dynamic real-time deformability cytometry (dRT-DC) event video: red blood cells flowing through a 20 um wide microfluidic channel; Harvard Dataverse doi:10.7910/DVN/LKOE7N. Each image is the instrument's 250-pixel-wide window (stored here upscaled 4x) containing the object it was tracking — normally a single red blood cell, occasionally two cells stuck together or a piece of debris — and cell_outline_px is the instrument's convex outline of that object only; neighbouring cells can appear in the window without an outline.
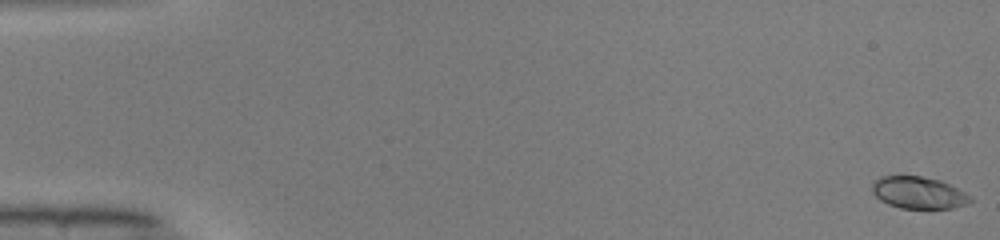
{"species": "common noctule bat (a hibernating species)", "species_latin": "Nyctalus noctula", "temperature_condition": "warm", "stored_images_in_passage": 52, "camera_frame_rate_fps": 3000, "um_per_image_px": 0.085, "animal": {"sex": "male", "body_mass_g": 19.0, "forearm_length_mm": 50.8}, "frame": {"image": 1, "passage_image": 1, "time_ms": 0.0, "image_size_px": [1000, 240], "cell_outline_px": [[972, 200], [964, 204], [952, 208], [900, 208], [888, 204], [880, 200], [872, 192], [872, 180], [880, 176], [920, 176], [940, 180], [972, 196]], "centroid_in_image_um": [78.02, 16.37], "position_along_channel_um": 7.0, "area_um2": 18.21}}
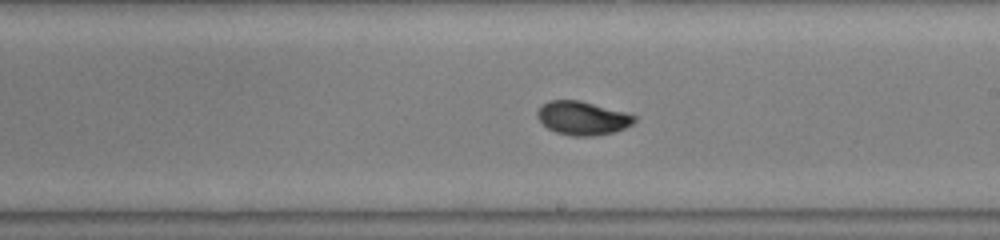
{"frame": {"image": 2, "passage_image": 30, "time_ms": 9.667, "image_size_px": [1000, 240], "cell_outline_px": [[636, 120], [632, 124], [624, 128], [612, 132], [592, 136], [572, 136], [556, 132], [548, 128], [536, 116], [536, 112], [548, 100], [580, 100], [624, 112], [636, 116]], "centroid_in_image_um": [49.5, 10.03], "position_along_channel_um": 239.5, "area_um2": 18.79}}
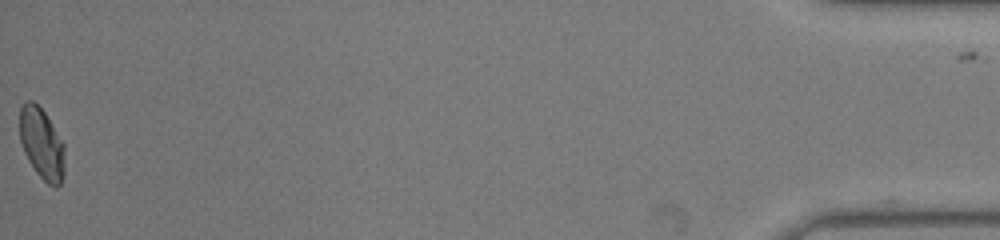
{"frame": {"image": 3, "passage_image": 51, "time_ms": 16.667, "image_size_px": [1000, 240], "cell_outline_px": [[64, 176], [60, 184], [56, 188], [48, 184], [36, 172], [28, 160], [24, 152], [20, 140], [20, 108], [28, 100], [32, 100], [44, 112], [64, 144]], "centroid_in_image_um": [3.55, 12.24], "position_along_channel_um": 431.6, "area_um2": 18.5}}